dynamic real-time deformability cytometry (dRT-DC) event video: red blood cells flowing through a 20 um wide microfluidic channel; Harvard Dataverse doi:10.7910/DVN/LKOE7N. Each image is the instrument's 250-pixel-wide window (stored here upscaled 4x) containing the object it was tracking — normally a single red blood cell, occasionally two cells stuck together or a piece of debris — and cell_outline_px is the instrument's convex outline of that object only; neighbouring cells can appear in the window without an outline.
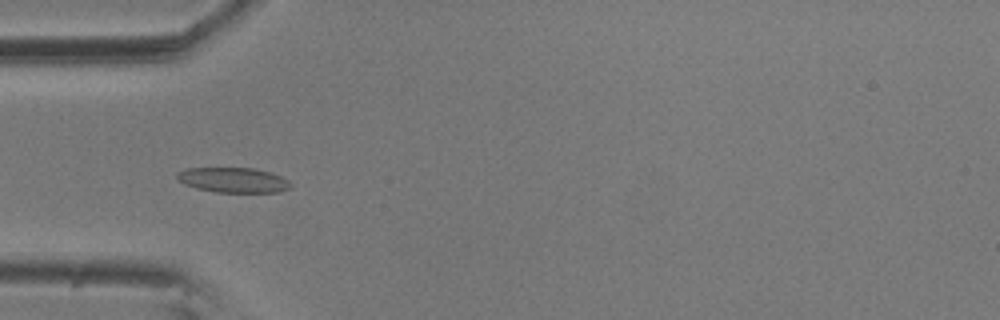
{"species": "common noctule bat (a hibernating species)", "species_latin": "Nyctalus noctula", "temperature_condition": "room temperature", "stored_images_in_passage": 6, "camera_frame_rate_fps": 3000, "um_per_image_px": 0.085, "animal": {"sex": "male", "body_mass_g": 20.5, "forearm_length_mm": 52.5}, "frame": {"image": 1, "passage_image": 2, "time_ms": 0.333, "image_size_px": [1000, 320], "cell_outline_px": [[292, 188], [280, 192], [216, 192], [196, 188], [184, 184], [176, 180], [176, 172], [184, 168], [256, 168], [272, 172], [288, 180], [292, 184]], "centroid_in_image_um": [19.82, 15.3], "position_along_channel_um": 65.2, "area_um2": 16.88}}
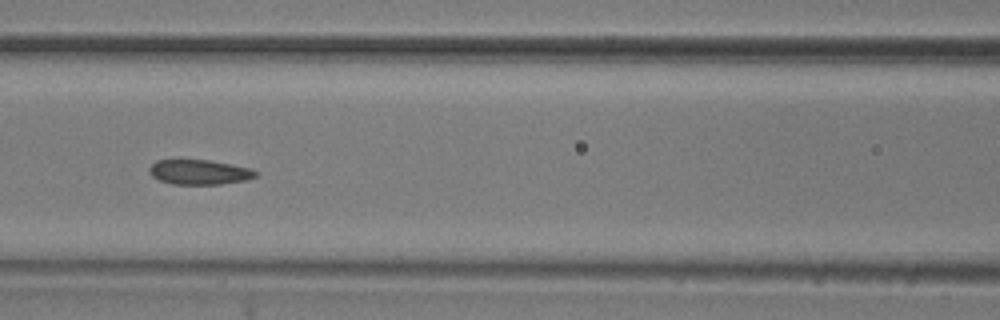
{"frame": {"image": 2, "passage_image": 4, "time_ms": 1.0, "image_size_px": [1000, 320], "cell_outline_px": [[260, 172], [256, 176], [248, 180], [220, 184], [172, 184], [160, 180], [152, 176], [148, 172], [148, 168], [156, 160], [208, 160], [232, 164], [252, 168]], "centroid_in_image_um": [16.98, 14.63], "position_along_channel_um": 149.6, "area_um2": 15.55}}
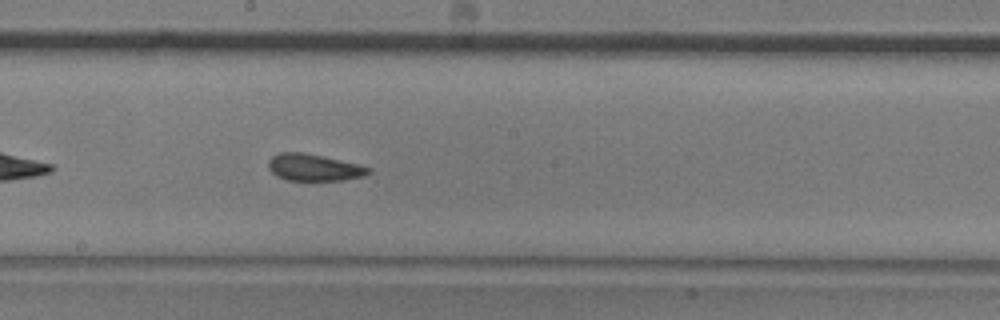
{"frame": {"image": 3, "passage_image": 6, "time_ms": 1.667, "image_size_px": [1000, 320], "cell_outline_px": [[372, 172], [364, 176], [344, 180], [288, 180], [276, 176], [268, 168], [268, 160], [272, 156], [280, 152], [304, 152], [324, 156], [360, 164], [372, 168]], "centroid_in_image_um": [26.71, 14.22], "position_along_channel_um": 221.5, "area_um2": 15.9}}